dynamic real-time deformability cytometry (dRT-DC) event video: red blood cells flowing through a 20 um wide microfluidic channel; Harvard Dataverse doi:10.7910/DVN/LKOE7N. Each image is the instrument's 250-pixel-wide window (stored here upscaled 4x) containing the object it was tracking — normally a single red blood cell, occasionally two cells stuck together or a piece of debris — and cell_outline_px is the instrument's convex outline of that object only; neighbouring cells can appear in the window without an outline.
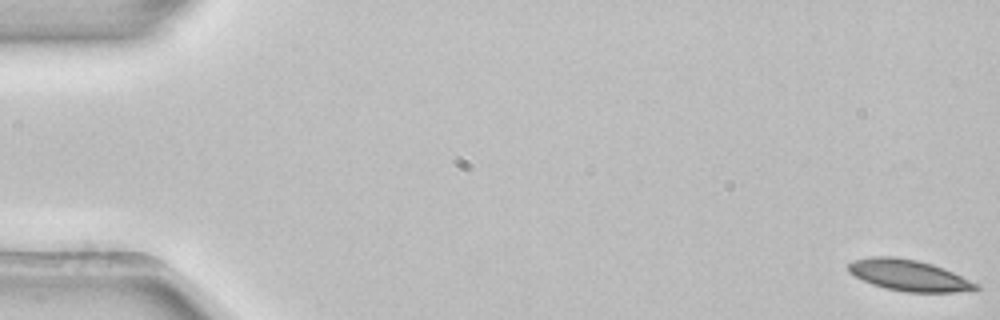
{"species": "common noctule bat (a hibernating species)", "species_latin": "Nyctalus noctula", "temperature_condition": "room temperature", "stored_images_in_passage": 3, "camera_frame_rate_fps": 3000, "um_per_image_px": 0.085, "animal": {"sex": "female", "body_mass_g": 22.7, "forearm_length_mm": 54.2}, "frame": {"image": 1, "passage_image": 1, "time_ms": 0.0, "image_size_px": [1000, 320], "cell_outline_px": [[980, 288], [976, 292], [904, 292], [884, 288], [872, 284], [848, 272], [848, 264], [852, 260], [872, 256], [892, 256], [916, 260], [932, 264], [944, 268], [980, 284]], "centroid_in_image_um": [77.31, 23.41], "position_along_channel_um": 7.7, "area_um2": 23.47}}
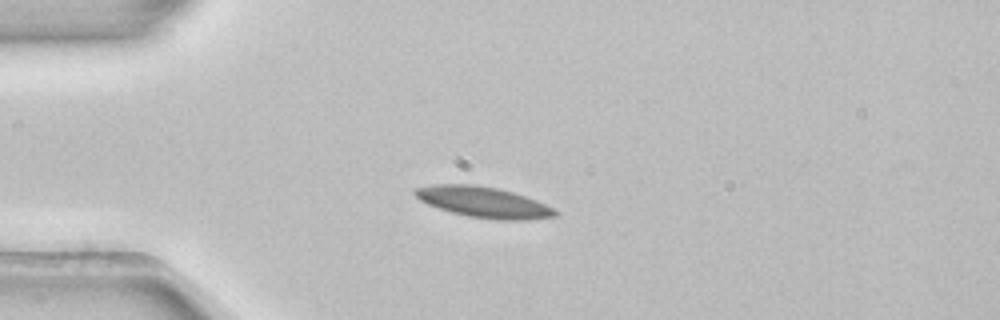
{"frame": {"image": 2, "passage_image": 3, "time_ms": 0.667, "image_size_px": [1000, 320], "cell_outline_px": [[560, 212], [556, 216], [528, 220], [496, 220], [468, 216], [452, 212], [428, 204], [420, 200], [412, 192], [416, 188], [432, 184], [472, 184], [496, 188], [512, 192], [536, 200]], "centroid_in_image_um": [41.09, 17.18], "position_along_channel_um": 43.9, "area_um2": 24.97}}